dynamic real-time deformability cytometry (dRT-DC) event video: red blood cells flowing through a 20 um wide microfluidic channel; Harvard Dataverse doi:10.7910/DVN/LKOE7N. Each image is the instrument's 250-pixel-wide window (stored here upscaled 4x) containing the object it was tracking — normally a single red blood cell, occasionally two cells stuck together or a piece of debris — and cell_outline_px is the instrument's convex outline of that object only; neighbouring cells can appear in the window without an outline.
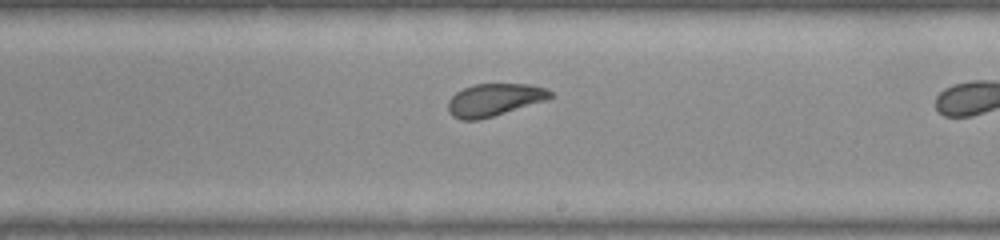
{"species": "common noctule bat (a hibernating species)", "species_latin": "Nyctalus noctula", "temperature_condition": "warm", "stored_images_in_passage": 20, "camera_frame_rate_fps": 3000, "um_per_image_px": 0.085, "animal": {"sex": "female", "body_mass_g": 22.0, "forearm_length_mm": 56.7}, "frame": {"image": 1, "passage_image": 12, "time_ms": 3.667, "image_size_px": [1000, 240], "cell_outline_px": [[552, 96], [548, 100], [480, 120], [460, 120], [452, 116], [448, 112], [448, 100], [456, 92], [472, 84], [528, 84], [544, 88], [552, 92]], "centroid_in_image_um": [41.99, 8.49], "position_along_channel_um": 247.0, "area_um2": 19.48}}
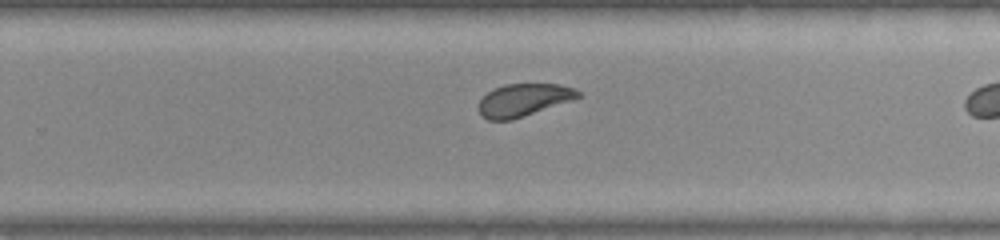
{"frame": {"image": 2, "passage_image": 15, "time_ms": 4.667, "image_size_px": [1000, 240], "cell_outline_px": [[580, 96], [572, 100], [512, 120], [488, 120], [480, 116], [480, 100], [488, 92], [504, 84], [560, 84], [576, 88], [580, 92]], "centroid_in_image_um": [44.52, 8.5], "position_along_channel_um": 285.3, "area_um2": 18.73}}